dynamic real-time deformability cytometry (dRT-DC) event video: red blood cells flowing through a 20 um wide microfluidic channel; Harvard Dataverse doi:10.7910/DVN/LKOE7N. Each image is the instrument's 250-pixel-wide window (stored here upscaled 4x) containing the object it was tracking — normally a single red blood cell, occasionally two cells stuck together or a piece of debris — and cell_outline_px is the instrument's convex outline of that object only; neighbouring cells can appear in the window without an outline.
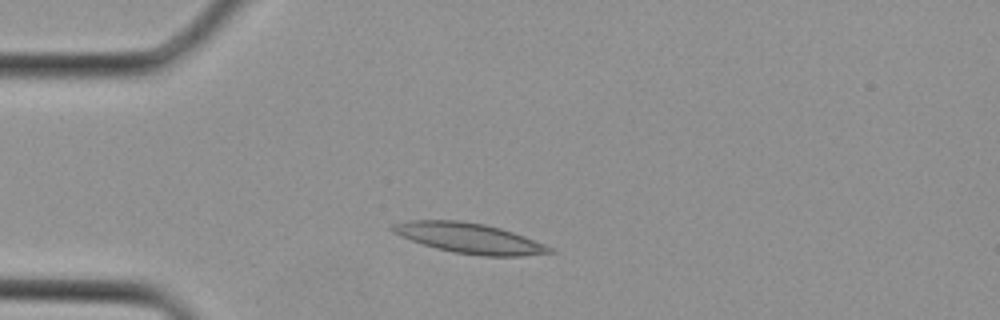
{"species": "Egyptian fruit bat (a non-hibernating species)", "species_latin": "Rousettus aegyptiacus", "temperature_condition": "cold", "stored_images_in_passage": 1, "camera_frame_rate_fps": 3000, "um_per_image_px": 0.085, "animal": {"sex": "female"}, "frame": {"image": 1, "passage_image": 1, "time_ms": 0.0, "image_size_px": [1000, 320], "cell_outline_px": [[556, 252], [520, 256], [484, 256], [456, 252], [436, 248], [400, 236], [392, 232], [388, 228], [392, 224], [408, 220], [460, 220], [484, 224], [500, 228], [524, 236], [544, 244], [552, 248]], "centroid_in_image_um": [39.86, 20.23], "position_along_channel_um": 45.1, "area_um2": 27.46}}